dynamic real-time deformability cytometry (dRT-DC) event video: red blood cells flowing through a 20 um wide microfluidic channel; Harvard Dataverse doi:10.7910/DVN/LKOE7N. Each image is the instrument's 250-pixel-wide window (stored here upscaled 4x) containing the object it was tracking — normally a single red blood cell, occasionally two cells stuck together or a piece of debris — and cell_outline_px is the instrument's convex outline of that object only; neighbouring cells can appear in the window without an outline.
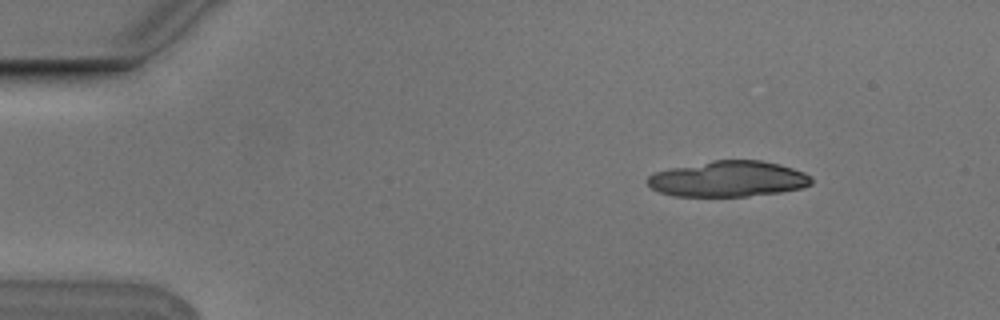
{"species": "Egyptian fruit bat (a non-hibernating species)", "species_latin": "Rousettus aegyptiacus", "temperature_condition": "cold", "stored_images_in_passage": 8, "camera_frame_rate_fps": 3000, "um_per_image_px": 0.085, "animal": {"sex": "male"}, "frame": {"image": 1, "passage_image": 2, "time_ms": 0.333, "image_size_px": [1000, 320], "cell_outline_px": [[812, 184], [804, 188], [780, 192], [748, 196], [676, 196], [660, 192], [652, 188], [644, 180], [648, 176], [656, 172], [672, 168], [712, 160], [760, 160], [780, 164], [804, 172], [812, 176]], "centroid_in_image_um": [61.93, 15.21], "position_along_channel_um": 23.1, "area_um2": 34.22}}
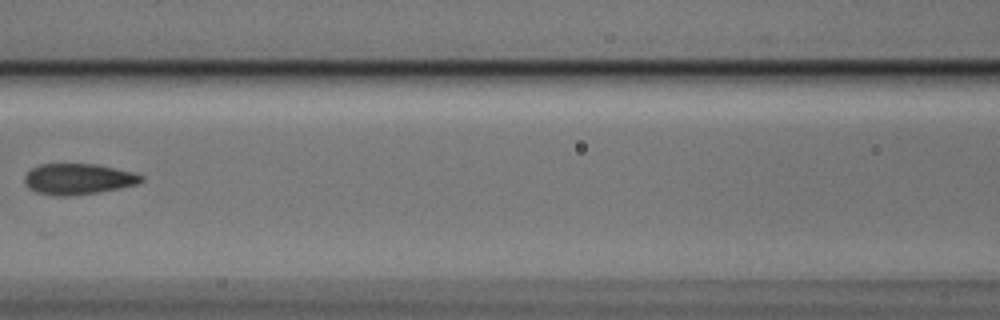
{"frame": {"image": 2, "passage_image": 7, "time_ms": 2.0, "image_size_px": [1000, 320], "cell_outline_px": [[144, 180], [136, 184], [120, 188], [96, 192], [68, 196], [52, 196], [36, 192], [28, 188], [24, 184], [24, 176], [32, 168], [40, 164], [96, 164], [132, 172], [144, 176]], "centroid_in_image_um": [6.6, 15.22], "position_along_channel_um": 160.0, "area_um2": 20.98}}
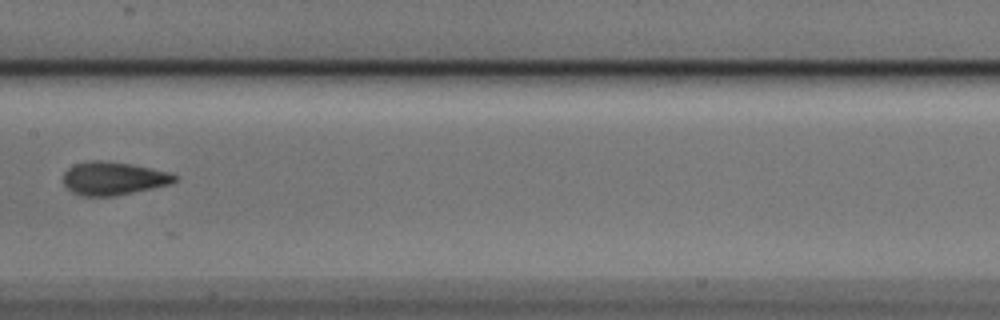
{"frame": {"image": 3, "passage_image": 8, "time_ms": 2.333, "image_size_px": [1000, 320], "cell_outline_px": [[176, 180], [168, 184], [152, 188], [116, 196], [80, 196], [72, 192], [64, 184], [64, 172], [68, 168], [76, 164], [92, 160], [100, 160], [132, 164], [168, 172], [176, 176]], "centroid_in_image_um": [9.6, 15.17], "position_along_channel_um": 197.8, "area_um2": 21.33}}